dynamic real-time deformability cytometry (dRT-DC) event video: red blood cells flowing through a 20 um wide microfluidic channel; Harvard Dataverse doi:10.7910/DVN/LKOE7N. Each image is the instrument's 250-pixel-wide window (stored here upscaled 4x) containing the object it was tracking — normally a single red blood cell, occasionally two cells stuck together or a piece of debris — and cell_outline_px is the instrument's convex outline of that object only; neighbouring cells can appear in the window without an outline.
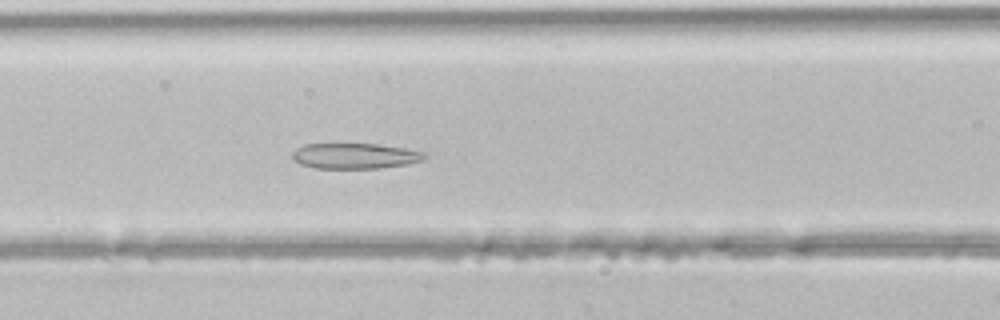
{"species": "common noctule bat (a hibernating species)", "species_latin": "Nyctalus noctula", "temperature_condition": "room temperature", "stored_images_in_passage": 43, "camera_frame_rate_fps": 3000, "um_per_image_px": 0.085, "animal": {"sex": "male", "body_mass_g": 21.5, "forearm_length_mm": 52.0}, "frame": {"image": 1, "passage_image": 16, "time_ms": 5.0, "image_size_px": [1000, 320], "cell_outline_px": [[428, 156], [420, 160], [408, 164], [380, 168], [316, 168], [300, 164], [292, 156], [292, 152], [296, 148], [304, 144], [380, 144], [404, 148], [424, 152]], "centroid_in_image_um": [30.17, 13.25], "position_along_channel_um": 136.4, "area_um2": 19.59}}
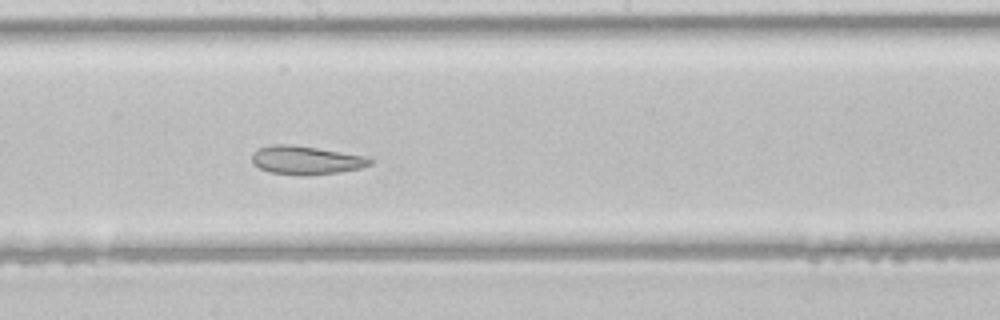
{"frame": {"image": 2, "passage_image": 22, "time_ms": 7.0, "image_size_px": [1000, 320], "cell_outline_px": [[372, 164], [360, 168], [340, 172], [300, 176], [272, 172], [260, 168], [252, 164], [252, 152], [260, 148], [272, 144], [292, 144], [364, 156], [372, 160]], "centroid_in_image_um": [25.97, 13.62], "position_along_channel_um": 222.2, "area_um2": 19.48}}
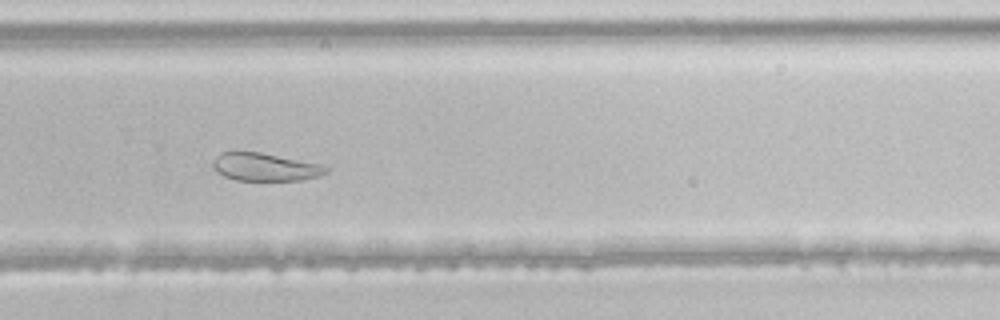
{"frame": {"image": 3, "passage_image": 28, "time_ms": 9.0, "image_size_px": [1000, 320], "cell_outline_px": [[328, 172], [320, 176], [300, 180], [236, 180], [224, 176], [216, 172], [212, 164], [216, 156], [220, 152], [260, 152], [320, 164], [328, 168]], "centroid_in_image_um": [22.52, 14.2], "position_along_channel_um": 307.3, "area_um2": 18.26}}